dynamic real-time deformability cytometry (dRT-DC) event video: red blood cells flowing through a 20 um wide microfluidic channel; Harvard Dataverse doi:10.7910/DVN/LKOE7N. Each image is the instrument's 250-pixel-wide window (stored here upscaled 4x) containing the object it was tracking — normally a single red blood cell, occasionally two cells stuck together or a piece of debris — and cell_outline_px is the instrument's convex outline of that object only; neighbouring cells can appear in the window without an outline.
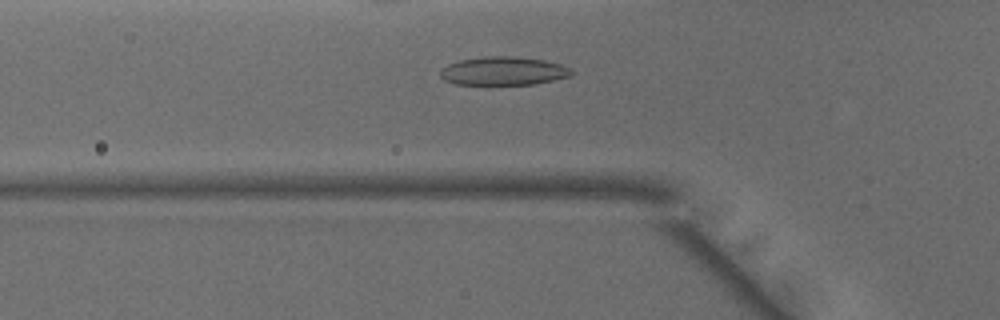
{"species": "common noctule bat (a hibernating species)", "species_latin": "Nyctalus noctula", "temperature_condition": "warm", "stored_images_in_passage": 39, "camera_frame_rate_fps": 3000, "um_per_image_px": 0.085, "animal": {"sex": "male", "body_mass_g": 15.6}, "frame": {"image": 1, "passage_image": 15, "time_ms": 4.667, "image_size_px": [1000, 320], "cell_outline_px": [[576, 72], [572, 76], [532, 84], [456, 84], [444, 80], [440, 76], [440, 68], [448, 64], [460, 60], [488, 56], [508, 56], [544, 60], [560, 64], [572, 68]], "centroid_in_image_um": [42.81, 6.03], "position_along_channel_um": 83.0, "area_um2": 21.73}}
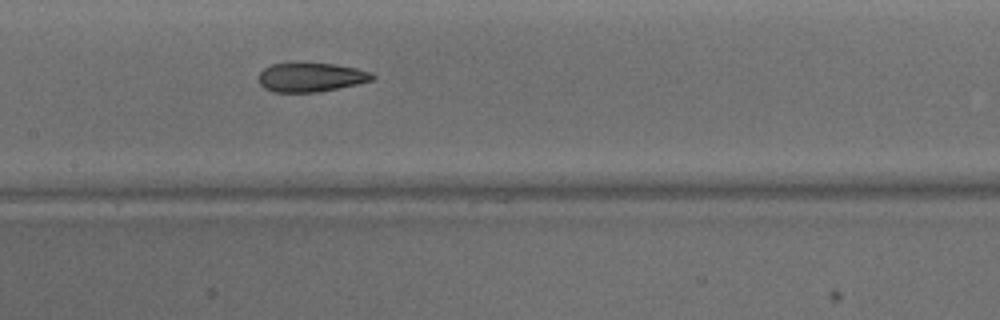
{"frame": {"image": 2, "passage_image": 22, "time_ms": 7.0, "image_size_px": [1000, 320], "cell_outline_px": [[376, 76], [372, 80], [356, 84], [316, 92], [272, 92], [264, 88], [260, 84], [260, 72], [264, 68], [272, 64], [332, 64], [356, 68], [372, 72]], "centroid_in_image_um": [26.43, 6.58], "position_along_channel_um": 181.0, "area_um2": 18.84}}
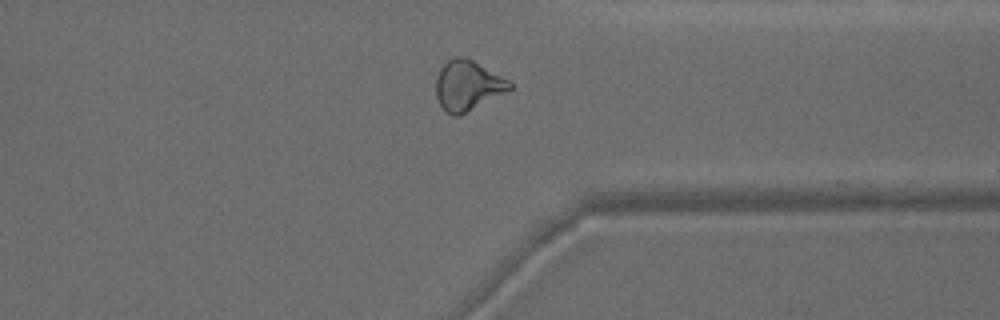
{"frame": {"image": 3, "passage_image": 36, "time_ms": 11.667, "image_size_px": [1000, 320], "cell_outline_px": [[512, 88], [460, 116], [452, 116], [440, 104], [436, 96], [436, 76], [440, 68], [448, 60], [456, 56], [464, 56], [472, 60], [508, 80], [512, 84]], "centroid_in_image_um": [39.71, 7.26], "position_along_channel_um": 371.7, "area_um2": 21.15}, "authors_computed_cell_mechanics": {"area_um2": 20.8658, "velocity_mm_per_s": 4.1548, "shape_relaxation_time_tau1_ms": null, "shape_relaxation_time_tau2_ms": 2.1596, "deformation_change_tau1": null, "deformation_change_tau2": 0.0865}}